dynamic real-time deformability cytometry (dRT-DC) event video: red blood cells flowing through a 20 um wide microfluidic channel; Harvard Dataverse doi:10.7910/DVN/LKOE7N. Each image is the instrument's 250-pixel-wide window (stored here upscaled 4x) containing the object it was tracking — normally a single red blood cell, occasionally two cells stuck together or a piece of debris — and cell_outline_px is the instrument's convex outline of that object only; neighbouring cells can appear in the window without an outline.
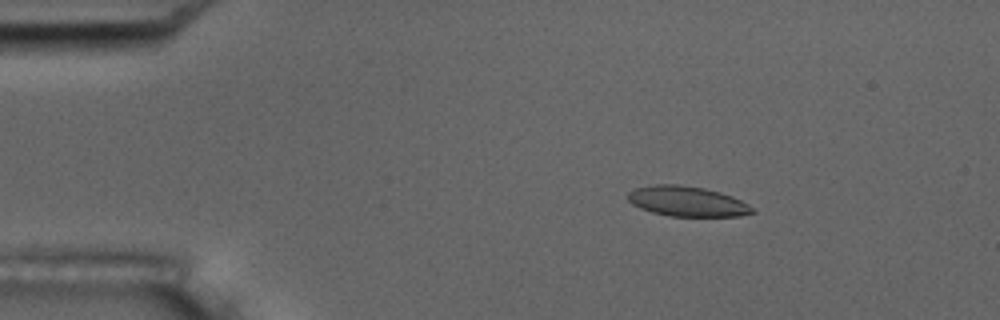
{"species": "common noctule bat (a hibernating species)", "species_latin": "Nyctalus noctula", "temperature_condition": "room temperature", "stored_images_in_passage": 4, "camera_frame_rate_fps": 3000, "um_per_image_px": 0.085, "animal": {"sex": "male", "body_mass_g": 17.5, "forearm_length_mm": 52.3}, "frame": {"image": 1, "passage_image": 3, "time_ms": 0.667, "image_size_px": [1000, 320], "cell_outline_px": [[756, 212], [740, 216], [672, 216], [652, 212], [640, 208], [632, 204], [628, 200], [628, 192], [636, 188], [656, 184], [676, 184], [704, 188], [720, 192], [732, 196], [748, 204]], "centroid_in_image_um": [58.41, 17.11], "position_along_channel_um": 26.6, "area_um2": 21.73}}